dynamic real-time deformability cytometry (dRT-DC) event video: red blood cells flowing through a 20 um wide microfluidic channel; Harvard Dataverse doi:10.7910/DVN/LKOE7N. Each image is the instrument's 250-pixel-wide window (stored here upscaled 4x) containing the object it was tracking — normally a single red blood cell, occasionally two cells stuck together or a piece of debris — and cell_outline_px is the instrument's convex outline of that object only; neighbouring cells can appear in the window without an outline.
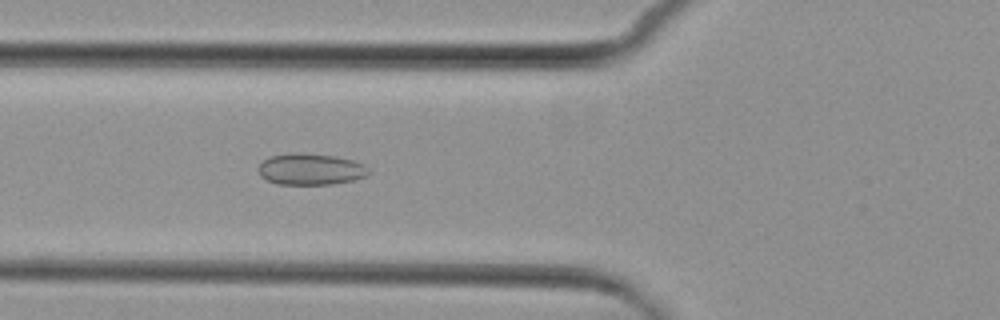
{"species": "common noctule bat (a hibernating species)", "species_latin": "Nyctalus noctula", "temperature_condition": "cold", "stored_images_in_passage": 4, "camera_frame_rate_fps": 3000, "um_per_image_px": 0.085, "animal": {"sex": "female", "body_mass_g": 29.2, "forearm_length_mm": 56.3}, "frame": {"image": 1, "passage_image": 4, "time_ms": 4.333, "image_size_px": [1000, 320], "cell_outline_px": [[372, 172], [368, 176], [352, 180], [332, 184], [276, 184], [260, 176], [256, 168], [264, 160], [272, 156], [288, 152], [296, 152], [336, 156], [352, 160], [364, 164]], "centroid_in_image_um": [26.4, 14.38], "position_along_channel_um": 99.4, "area_um2": 20.4}}